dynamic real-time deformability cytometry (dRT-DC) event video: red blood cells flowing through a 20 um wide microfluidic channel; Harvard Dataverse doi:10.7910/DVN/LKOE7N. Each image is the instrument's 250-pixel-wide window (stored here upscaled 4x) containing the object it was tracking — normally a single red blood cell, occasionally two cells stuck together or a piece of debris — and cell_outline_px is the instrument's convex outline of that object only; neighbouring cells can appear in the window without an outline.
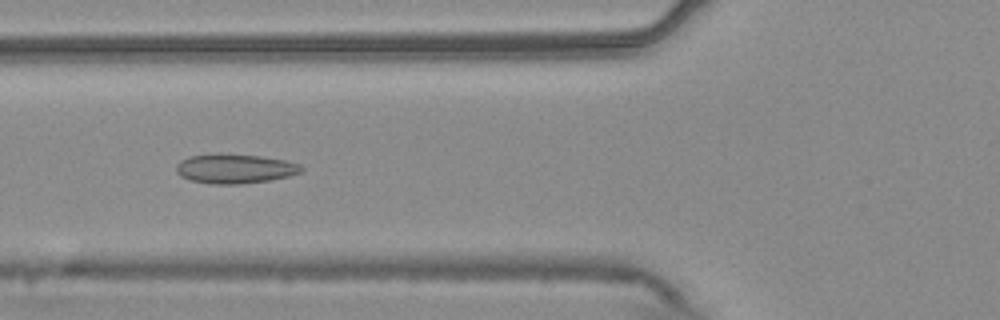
{"species": "common noctule bat (a hibernating species)", "species_latin": "Nyctalus noctula", "temperature_condition": "warm", "stored_images_in_passage": 55, "camera_frame_rate_fps": 3000, "um_per_image_px": 0.085, "animal": {"sex": "male", "body_mass_g": 20.4}, "frame": {"image": 1, "passage_image": 21, "time_ms": 6.667, "image_size_px": [1000, 320], "cell_outline_px": [[304, 168], [300, 172], [288, 176], [268, 180], [240, 184], [212, 184], [192, 180], [180, 176], [176, 172], [176, 164], [180, 160], [188, 156], [216, 152], [220, 152], [260, 156], [284, 160], [300, 164]], "centroid_in_image_um": [19.91, 14.31], "position_along_channel_um": 105.9, "area_um2": 21.73}}
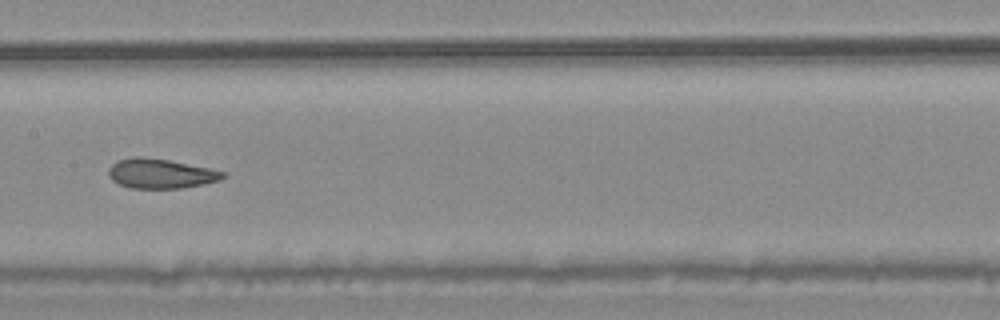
{"frame": {"image": 2, "passage_image": 28, "time_ms": 9.0, "image_size_px": [1000, 320], "cell_outline_px": [[224, 176], [220, 180], [204, 184], [184, 188], [128, 188], [112, 180], [108, 176], [108, 168], [116, 160], [136, 156], [140, 156], [168, 160], [208, 168], [224, 172]], "centroid_in_image_um": [13.6, 14.76], "position_along_channel_um": 193.8, "area_um2": 19.71}}
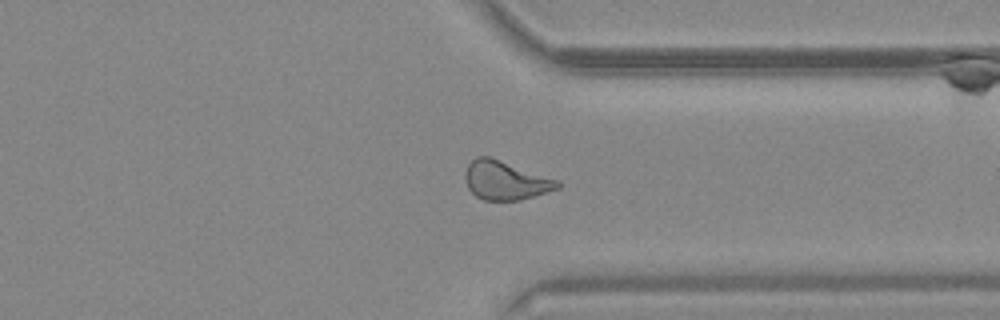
{"frame": {"image": 3, "passage_image": 42, "time_ms": 13.667, "image_size_px": [1000, 320], "cell_outline_px": [[560, 188], [520, 200], [484, 200], [476, 196], [468, 188], [464, 180], [464, 172], [468, 164], [476, 156], [488, 156], [560, 180]], "centroid_in_image_um": [42.95, 15.33], "position_along_channel_um": 368.5, "area_um2": 20.92}, "authors_computed_cell_mechanics": {"area_um2": 21.7328, "velocity_mm_per_s": 3.7555, "shape_relaxation_time_tau1_ms": null, "shape_relaxation_time_tau2_ms": 2.1589, "deformation_change_tau1": null, "deformation_change_tau2": 0.072}}